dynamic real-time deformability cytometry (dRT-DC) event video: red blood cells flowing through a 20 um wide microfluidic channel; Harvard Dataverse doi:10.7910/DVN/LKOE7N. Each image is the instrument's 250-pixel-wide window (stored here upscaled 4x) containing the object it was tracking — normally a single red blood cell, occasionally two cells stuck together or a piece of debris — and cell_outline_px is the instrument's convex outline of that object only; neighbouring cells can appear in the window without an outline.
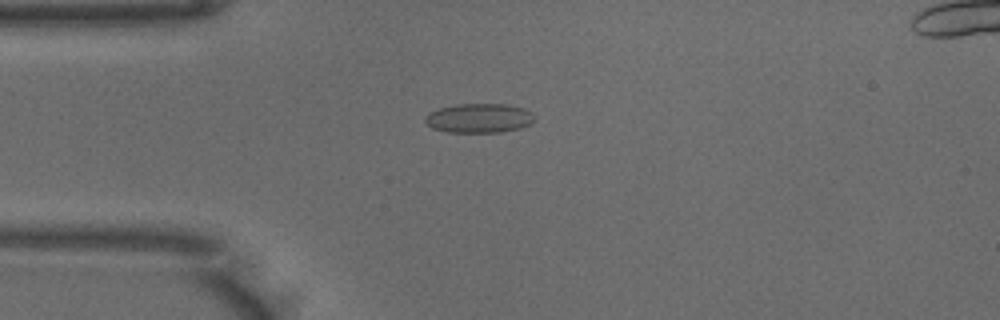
{"species": "common noctule bat (a hibernating species)", "species_latin": "Nyctalus noctula", "temperature_condition": "warm", "stored_images_in_passage": 10, "camera_frame_rate_fps": 3000, "um_per_image_px": 0.085, "animal": {"sex": "male", "body_mass_g": 18.8}, "frame": {"image": 1, "passage_image": 4, "time_ms": 1.0, "image_size_px": [1000, 320], "cell_outline_px": [[536, 120], [532, 124], [520, 128], [500, 132], [448, 132], [432, 128], [424, 120], [424, 116], [428, 112], [440, 108], [456, 104], [508, 104], [524, 108], [532, 112], [536, 116]], "centroid_in_image_um": [40.76, 10.04], "position_along_channel_um": 44.2, "area_um2": 18.96}}
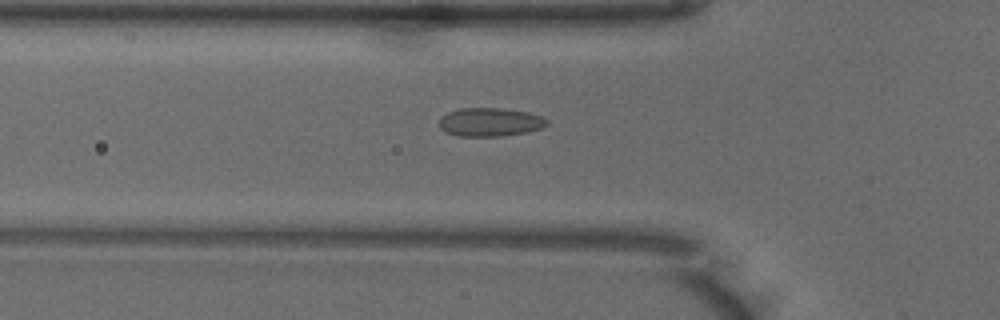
{"frame": {"image": 2, "passage_image": 8, "time_ms": 2.333, "image_size_px": [1000, 320], "cell_outline_px": [[548, 124], [540, 128], [528, 132], [500, 136], [460, 136], [448, 132], [440, 128], [440, 116], [448, 112], [460, 108], [500, 108], [528, 112], [540, 116], [548, 120]], "centroid_in_image_um": [41.65, 10.37], "position_along_channel_um": 84.1, "area_um2": 17.8}}